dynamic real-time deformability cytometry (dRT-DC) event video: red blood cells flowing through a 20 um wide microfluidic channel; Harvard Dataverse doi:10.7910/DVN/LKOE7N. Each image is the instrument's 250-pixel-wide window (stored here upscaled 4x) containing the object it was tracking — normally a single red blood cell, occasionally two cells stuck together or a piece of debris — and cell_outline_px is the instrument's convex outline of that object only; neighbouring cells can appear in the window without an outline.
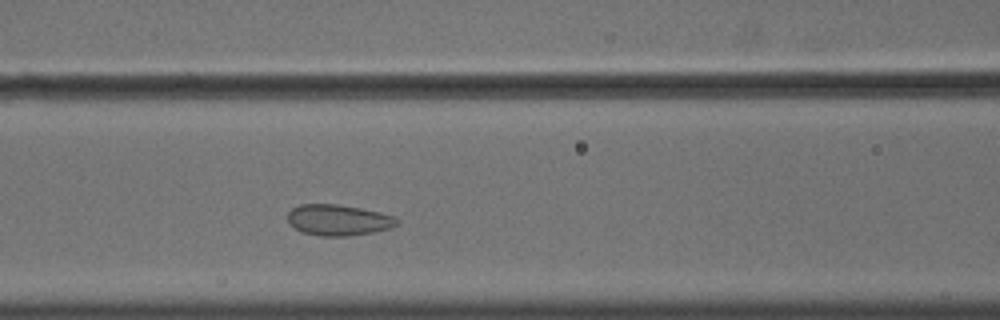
{"species": "common noctule bat (a hibernating species)", "species_latin": "Nyctalus noctula", "temperature_condition": "cold", "stored_images_in_passage": 41, "camera_frame_rate_fps": 3000, "um_per_image_px": 0.085, "animal": {"sex": "male", "body_mass_g": 18.8}, "frame": {"image": 1, "passage_image": 14, "time_ms": 4.333, "image_size_px": [1000, 320], "cell_outline_px": [[400, 224], [388, 228], [372, 232], [344, 236], [320, 236], [304, 232], [288, 224], [288, 212], [292, 208], [300, 204], [340, 204], [380, 212], [392, 216], [400, 220]], "centroid_in_image_um": [28.75, 18.69], "position_along_channel_um": 137.9, "area_um2": 19.65}}
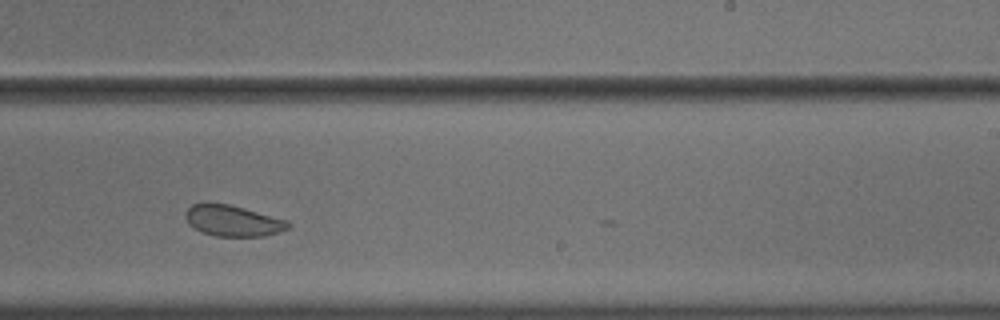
{"frame": {"image": 2, "passage_image": 25, "time_ms": 8.0, "image_size_px": [1000, 320], "cell_outline_px": [[292, 224], [288, 228], [264, 236], [216, 236], [200, 232], [188, 224], [184, 216], [184, 212], [192, 204], [228, 204], [244, 208], [288, 220]], "centroid_in_image_um": [19.77, 18.77], "position_along_channel_um": 269.2, "area_um2": 18.44}}
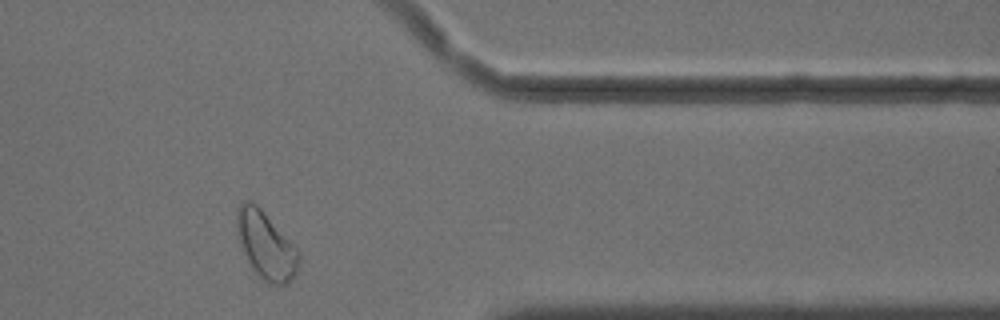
{"frame": {"image": 3, "passage_image": 36, "time_ms": 11.667, "image_size_px": [1000, 320], "cell_outline_px": [[300, 260], [296, 272], [292, 280], [288, 284], [268, 284], [252, 268], [244, 252], [236, 228], [236, 208], [244, 200], [252, 200], [260, 208], [300, 252]], "centroid_in_image_um": [22.6, 20.84], "position_along_channel_um": 388.8, "area_um2": 24.04}, "authors_computed_cell_mechanics": {"area_um2": 20.5768, "velocity_mm_per_s": 3.5915, "shape_relaxation_time_tau1_ms": null, "shape_relaxation_time_tau2_ms": 1.1756, "deformation_change_tau1": null, "deformation_change_tau2": 0.0597}}